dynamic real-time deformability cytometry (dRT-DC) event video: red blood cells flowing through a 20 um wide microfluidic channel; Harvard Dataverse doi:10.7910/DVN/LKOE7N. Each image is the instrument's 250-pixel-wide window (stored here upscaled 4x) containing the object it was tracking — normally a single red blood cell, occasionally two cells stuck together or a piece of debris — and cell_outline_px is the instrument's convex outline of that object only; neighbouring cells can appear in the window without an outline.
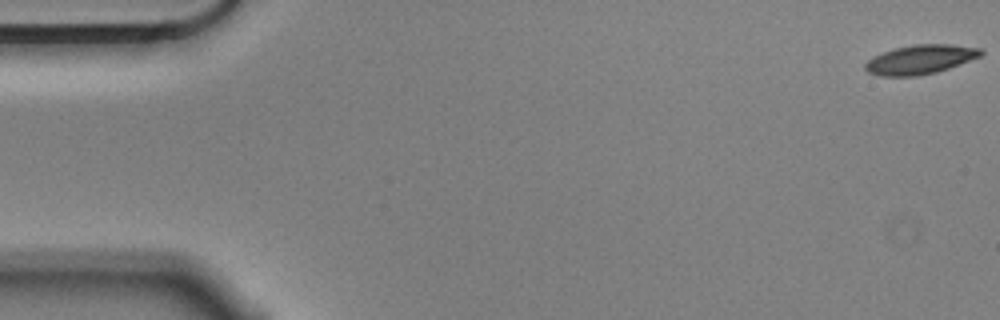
{"species": "Egyptian fruit bat (a non-hibernating species)", "species_latin": "Rousettus aegyptiacus", "temperature_condition": "cold", "stored_images_in_passage": 56, "camera_frame_rate_fps": 3000, "um_per_image_px": 0.085, "animal": {"sex": "male"}, "frame": {"image": 1, "passage_image": 1, "time_ms": 0.0, "image_size_px": [1000, 320], "cell_outline_px": [[984, 52], [980, 56], [948, 68], [936, 72], [916, 76], [880, 76], [868, 72], [864, 68], [864, 64], [872, 56], [892, 48], [916, 44], [952, 44], [984, 48]], "centroid_in_image_um": [78.21, 5.04], "position_along_channel_um": 6.8, "area_um2": 19.83}}
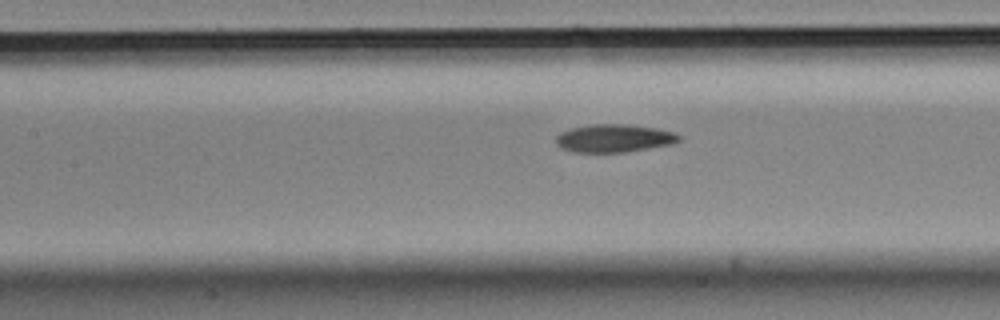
{"frame": {"image": 2, "passage_image": 25, "time_ms": 8.0, "image_size_px": [1000, 320], "cell_outline_px": [[680, 140], [672, 144], [624, 152], [572, 152], [560, 148], [556, 144], [556, 136], [560, 132], [572, 128], [592, 124], [624, 124], [656, 128], [676, 132], [680, 136]], "centroid_in_image_um": [52.18, 11.75], "position_along_channel_um": 155.2, "area_um2": 20.06}}
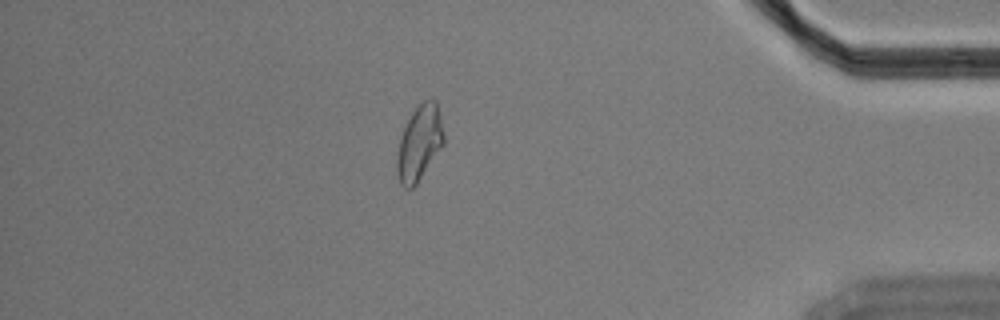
{"frame": {"image": 3, "passage_image": 49, "time_ms": 16.0, "image_size_px": [1000, 320], "cell_outline_px": [[444, 144], [416, 184], [412, 188], [404, 188], [400, 184], [396, 172], [396, 156], [400, 140], [404, 128], [412, 112], [424, 100], [436, 100], [444, 132]], "centroid_in_image_um": [35.64, 12.18], "position_along_channel_um": 399.6, "area_um2": 20.29}, "authors_computed_cell_mechanics": {"area_um2": 20.1722, "velocity_mm_per_s": 3.5491, "shape_relaxation_time_tau1_ms": 6.7725, "shape_relaxation_time_tau2_ms": 3.4452, "deformation_change_tau1": 0.1647, "deformation_change_tau2": 0.0905}}